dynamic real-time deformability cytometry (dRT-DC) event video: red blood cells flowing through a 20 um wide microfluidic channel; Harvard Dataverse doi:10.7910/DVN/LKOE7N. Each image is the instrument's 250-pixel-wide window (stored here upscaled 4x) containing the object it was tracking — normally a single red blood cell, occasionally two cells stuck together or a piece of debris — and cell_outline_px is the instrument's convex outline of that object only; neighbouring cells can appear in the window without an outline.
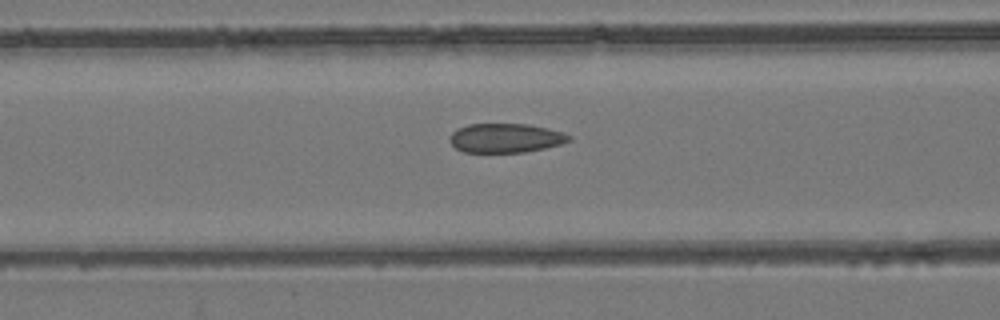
{"species": "common noctule bat (a hibernating species)", "species_latin": "Nyctalus noctula", "temperature_condition": "room temperature", "stored_images_in_passage": 56, "camera_frame_rate_fps": 3000, "um_per_image_px": 0.085, "animal": {"sex": "female", "body_mass_g": 24.6, "forearm_length_mm": 56.2}, "frame": {"image": 1, "passage_image": 23, "time_ms": 7.333, "image_size_px": [1000, 320], "cell_outline_px": [[572, 140], [560, 144], [544, 148], [524, 152], [464, 152], [456, 148], [448, 140], [448, 136], [456, 128], [468, 124], [528, 124], [564, 132], [572, 136]], "centroid_in_image_um": [42.95, 11.72], "position_along_channel_um": 123.6, "area_um2": 20.4}}
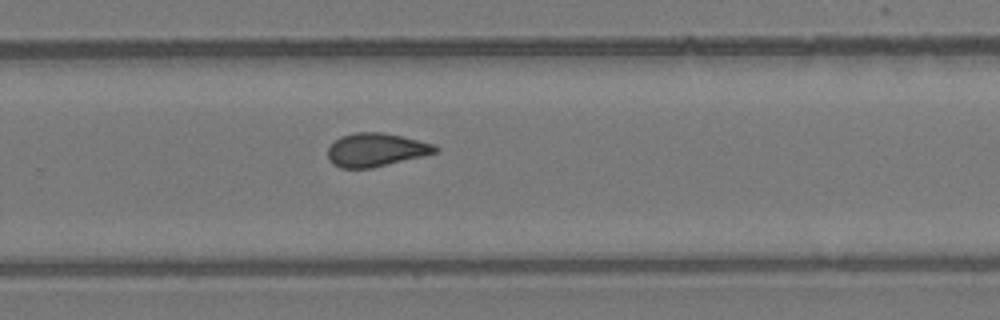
{"frame": {"image": 2, "passage_image": 37, "time_ms": 12.0, "image_size_px": [1000, 320], "cell_outline_px": [[440, 148], [436, 152], [372, 168], [340, 168], [332, 164], [328, 160], [328, 148], [340, 136], [356, 132], [384, 132], [432, 144]], "centroid_in_image_um": [31.89, 12.74], "position_along_channel_um": 297.9, "area_um2": 20.63}}
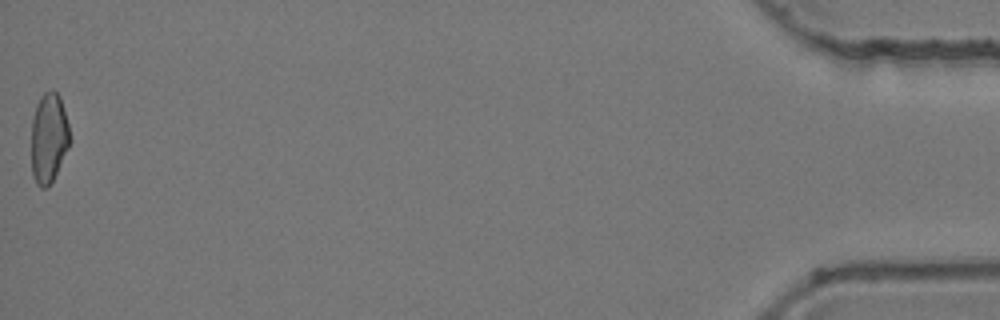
{"frame": {"image": 3, "passage_image": 56, "time_ms": 18.333, "image_size_px": [1000, 320], "cell_outline_px": [[72, 140], [48, 188], [40, 188], [36, 184], [32, 176], [32, 120], [36, 104], [40, 96], [44, 92], [52, 88], [60, 96], [68, 124]], "centroid_in_image_um": [4.15, 11.71], "position_along_channel_um": 431.1, "area_um2": 20.35}, "authors_computed_cell_mechanics": {"area_um2": 20.8947, "velocity_mm_per_s": 3.7424, "shape_relaxation_time_tau1_ms": null, "shape_relaxation_time_tau2_ms": 1.752, "deformation_change_tau1": null, "deformation_change_tau2": 0.09}}